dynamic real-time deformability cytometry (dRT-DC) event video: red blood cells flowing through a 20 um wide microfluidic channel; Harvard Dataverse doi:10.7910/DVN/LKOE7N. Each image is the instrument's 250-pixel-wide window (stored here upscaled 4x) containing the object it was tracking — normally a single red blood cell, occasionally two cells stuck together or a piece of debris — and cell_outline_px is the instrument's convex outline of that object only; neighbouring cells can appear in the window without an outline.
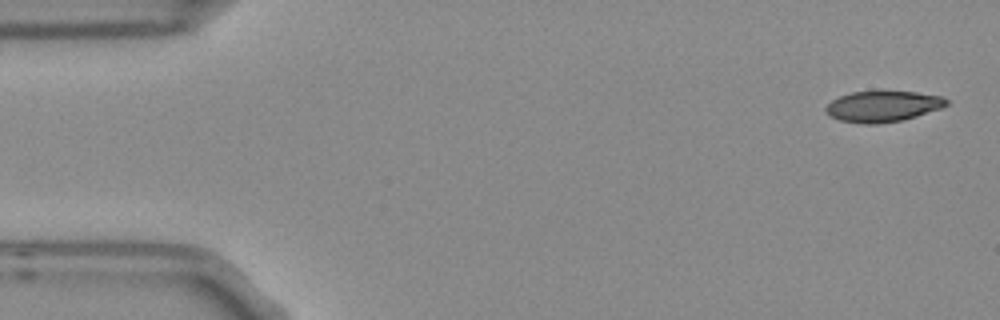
{"species": "Egyptian fruit bat (a non-hibernating species)", "species_latin": "Rousettus aegyptiacus", "temperature_condition": "room temperature", "stored_images_in_passage": 7, "camera_frame_rate_fps": 3000, "um_per_image_px": 0.085, "frame": {"image": 1, "passage_image": 1, "time_ms": 0.0, "image_size_px": [1000, 320], "cell_outline_px": [[948, 104], [940, 108], [904, 120], [876, 124], [864, 124], [840, 120], [828, 116], [824, 112], [824, 108], [832, 100], [840, 96], [852, 92], [916, 92], [940, 96], [948, 100]], "centroid_in_image_um": [74.99, 9.05], "position_along_channel_um": 10.0, "area_um2": 21.56}}
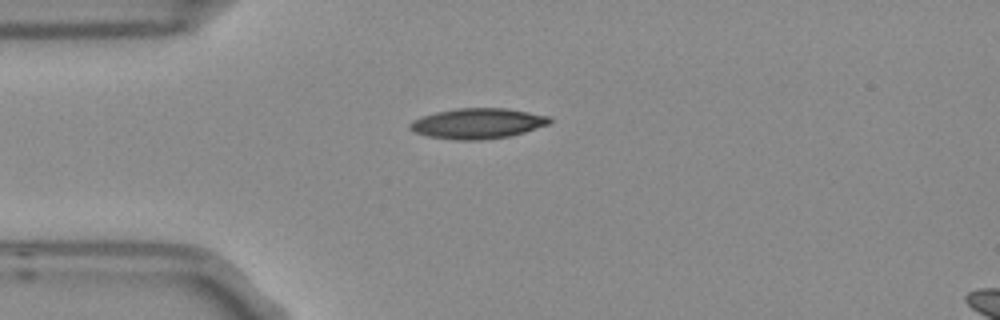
{"frame": {"image": 2, "passage_image": 4, "time_ms": 1.0, "image_size_px": [1000, 320], "cell_outline_px": [[552, 120], [548, 124], [524, 132], [508, 136], [480, 140], [456, 140], [428, 136], [416, 132], [408, 128], [408, 124], [412, 120], [436, 112], [456, 108], [508, 108], [548, 116]], "centroid_in_image_um": [40.57, 10.49], "position_along_channel_um": 44.4, "area_um2": 24.57}}
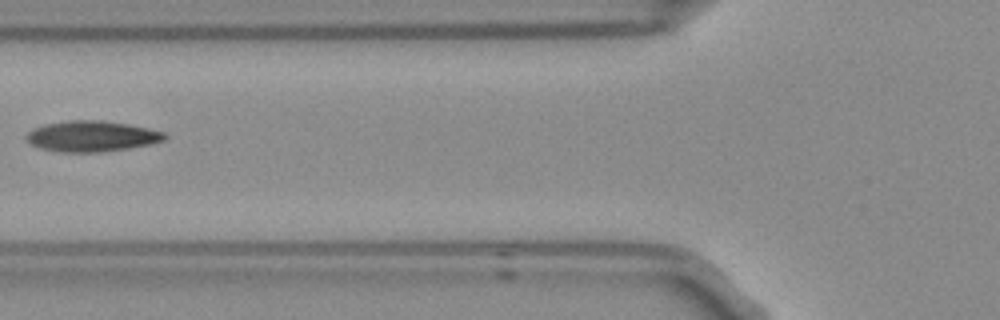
{"frame": {"image": 3, "passage_image": 6, "time_ms": 1.667, "image_size_px": [1000, 320], "cell_outline_px": [[168, 136], [164, 140], [148, 144], [100, 152], [60, 152], [40, 148], [32, 144], [24, 136], [28, 132], [44, 124], [68, 120], [100, 120], [128, 124], [148, 128], [164, 132]], "centroid_in_image_um": [7.78, 11.57], "position_along_channel_um": 118.0, "area_um2": 24.51}}